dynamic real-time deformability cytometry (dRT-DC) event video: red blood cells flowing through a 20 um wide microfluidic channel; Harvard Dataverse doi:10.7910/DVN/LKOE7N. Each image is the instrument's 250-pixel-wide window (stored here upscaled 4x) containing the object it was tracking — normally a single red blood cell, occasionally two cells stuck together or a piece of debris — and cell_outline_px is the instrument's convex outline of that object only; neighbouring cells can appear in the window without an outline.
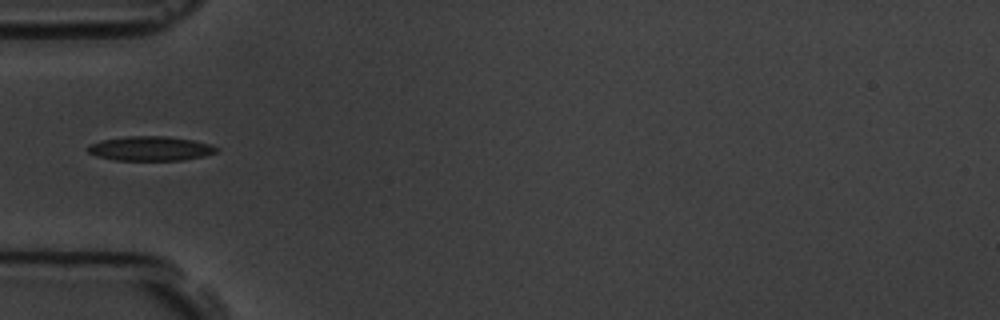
{"species": "common noctule bat (a hibernating species)", "species_latin": "Nyctalus noctula", "temperature_condition": "room temperature", "stored_images_in_passage": 9, "camera_frame_rate_fps": 3000, "um_per_image_px": 0.085, "animal": {"sex": "male", "body_mass_g": 19.5, "forearm_length_mm": 54.6}, "frame": {"image": 1, "passage_image": 3, "time_ms": 2.333, "image_size_px": [1000, 320], "cell_outline_px": [[220, 148], [216, 152], [204, 156], [180, 160], [116, 160], [96, 156], [88, 152], [88, 144], [100, 140], [128, 136], [168, 136], [192, 140], [208, 144]], "centroid_in_image_um": [12.76, 12.62], "position_along_channel_um": 72.2, "area_um2": 18.26}}
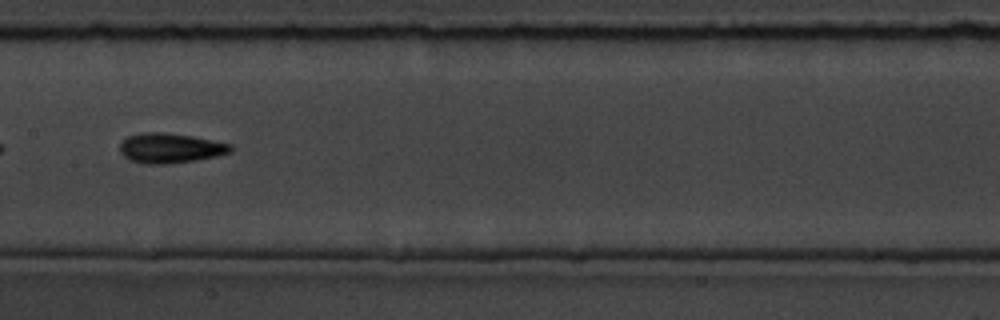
{"frame": {"image": 2, "passage_image": 6, "time_ms": 5.667, "image_size_px": [1000, 320], "cell_outline_px": [[232, 152], [216, 156], [196, 160], [168, 164], [144, 164], [132, 160], [124, 156], [120, 152], [120, 144], [128, 136], [144, 132], [164, 132], [192, 136], [232, 144]], "centroid_in_image_um": [14.49, 12.59], "position_along_channel_um": 192.9, "area_um2": 19.25}}
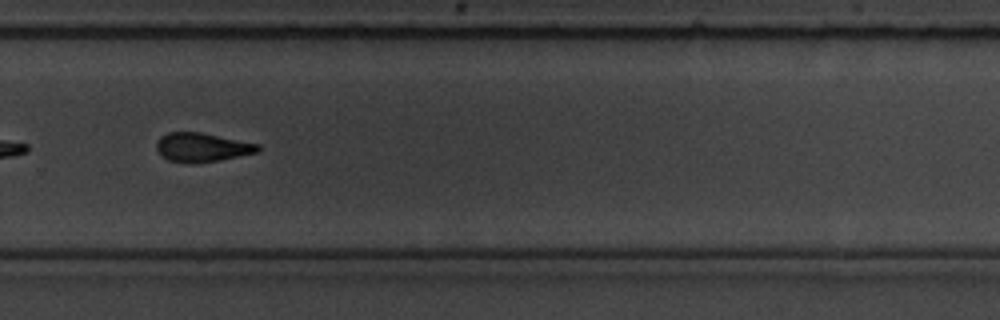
{"frame": {"image": 3, "passage_image": 9, "time_ms": 9.0, "image_size_px": [1000, 320], "cell_outline_px": [[260, 152], [220, 160], [192, 164], [168, 160], [160, 156], [156, 148], [156, 140], [160, 136], [168, 132], [200, 132], [260, 144]], "centroid_in_image_um": [17.15, 12.53], "position_along_channel_um": 312.6, "area_um2": 17.4}}